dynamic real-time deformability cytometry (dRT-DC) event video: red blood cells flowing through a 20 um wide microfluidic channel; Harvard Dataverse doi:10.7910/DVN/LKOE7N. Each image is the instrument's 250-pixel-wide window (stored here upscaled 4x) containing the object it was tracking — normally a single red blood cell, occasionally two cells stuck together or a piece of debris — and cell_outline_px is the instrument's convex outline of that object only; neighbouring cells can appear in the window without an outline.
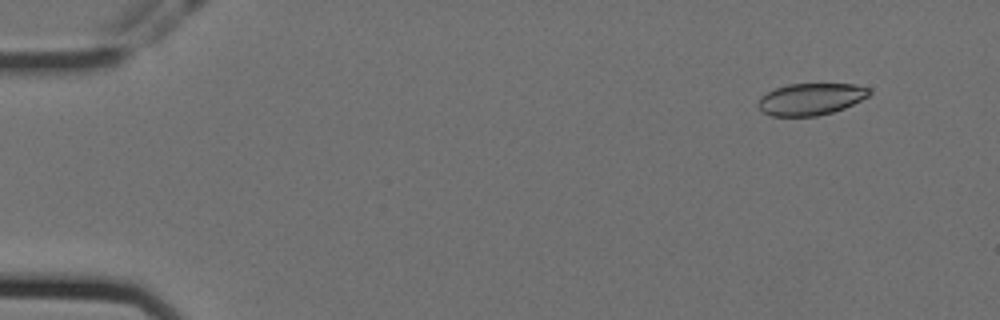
{"species": "Egyptian fruit bat (a non-hibernating species)", "species_latin": "Rousettus aegyptiacus", "temperature_condition": "cold", "stored_images_in_passage": 53, "camera_frame_rate_fps": 3000, "um_per_image_px": 0.085, "animal": {"sex": "female"}, "frame": {"image": 1, "passage_image": 2, "time_ms": 0.333, "image_size_px": [1000, 320], "cell_outline_px": [[872, 92], [868, 96], [844, 108], [832, 112], [816, 116], [772, 116], [764, 112], [756, 104], [760, 96], [776, 88], [788, 84], [856, 84], [868, 88]], "centroid_in_image_um": [68.9, 8.42], "position_along_channel_um": 16.1, "area_um2": 20.52}}
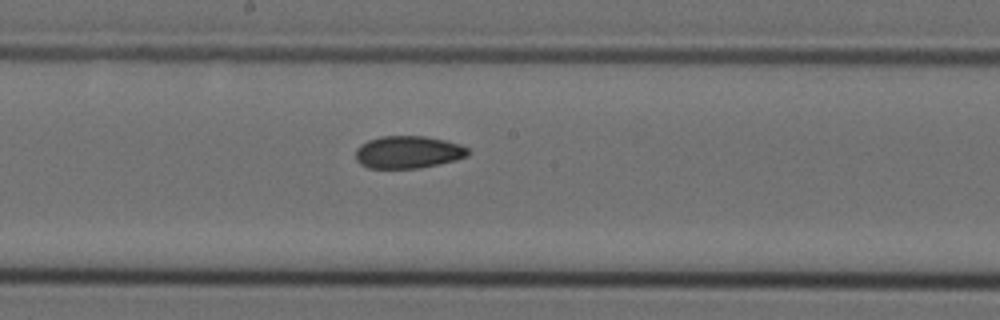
{"frame": {"image": 2, "passage_image": 28, "time_ms": 9.0, "image_size_px": [1000, 320], "cell_outline_px": [[468, 156], [456, 160], [420, 168], [368, 168], [360, 164], [356, 160], [356, 148], [360, 144], [368, 140], [380, 136], [424, 136], [444, 140], [460, 144], [468, 148]], "centroid_in_image_um": [34.67, 12.93], "position_along_channel_um": 213.5, "area_um2": 21.33}}
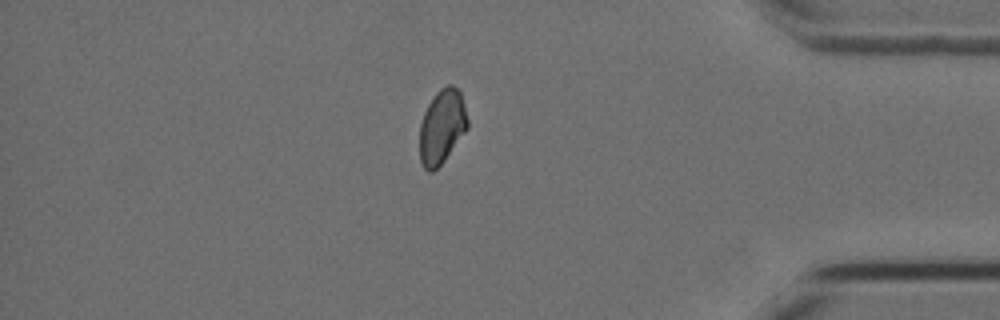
{"frame": {"image": 3, "passage_image": 46, "time_ms": 15.0, "image_size_px": [1000, 320], "cell_outline_px": [[468, 128], [444, 160], [432, 172], [428, 172], [424, 168], [420, 160], [420, 124], [424, 112], [428, 104], [436, 92], [440, 88], [448, 84], [452, 84], [460, 92], [464, 104], [468, 120]], "centroid_in_image_um": [37.56, 10.75], "position_along_channel_um": 397.6, "area_um2": 20.63}, "authors_computed_cell_mechanics": {"area_um2": 21.5594, "velocity_mm_per_s": 3.5688, "shape_relaxation_time_tau1_ms": null, "shape_relaxation_time_tau2_ms": 3.0219, "deformation_change_tau1": null, "deformation_change_tau2": 0.0707}}